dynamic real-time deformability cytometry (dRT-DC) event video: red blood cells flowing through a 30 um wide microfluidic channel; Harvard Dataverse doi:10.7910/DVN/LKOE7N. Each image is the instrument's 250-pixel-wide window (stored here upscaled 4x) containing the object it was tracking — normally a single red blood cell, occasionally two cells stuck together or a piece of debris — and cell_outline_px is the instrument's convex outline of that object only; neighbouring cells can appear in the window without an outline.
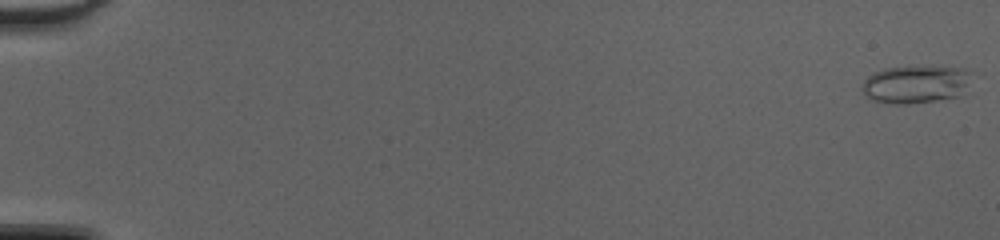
{"species": "common noctule bat (a hibernating species)", "species_latin": "Nyctalus noctula", "temperature_condition": "cold", "stored_images_in_passage": 50, "camera_frame_rate_fps": 3000, "um_per_image_px": 0.085, "animal": {"sex": "female", "body_mass_g": 20.0, "forearm_length_mm": 54.0}, "frame": {"image": 1, "passage_image": 1, "time_ms": 0.0, "image_size_px": [1000, 240], "cell_outline_px": [[968, 72], [964, 96], [908, 104], [892, 104], [872, 100], [864, 92], [864, 80], [872, 72], [884, 68], [964, 68]], "centroid_in_image_um": [77.8, 7.2], "position_along_channel_um": 7.2, "area_um2": 23.41}}
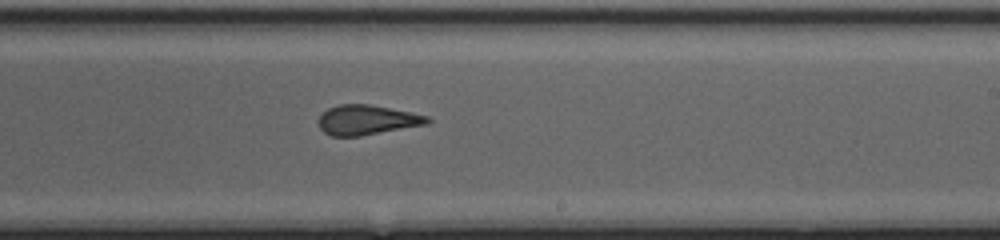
{"frame": {"image": 2, "passage_image": 32, "time_ms": 10.333, "image_size_px": [1000, 240], "cell_outline_px": [[432, 120], [428, 124], [360, 136], [332, 136], [324, 132], [320, 128], [320, 116], [328, 108], [340, 104], [368, 104], [412, 112], [428, 116]], "centroid_in_image_um": [31.23, 10.19], "position_along_channel_um": 257.8, "area_um2": 18.79}}
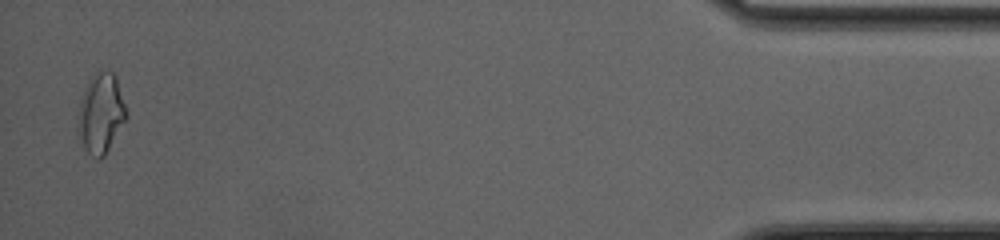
{"frame": {"image": 3, "passage_image": 49, "time_ms": 16.0, "image_size_px": [1000, 240], "cell_outline_px": [[128, 116], [104, 156], [100, 160], [96, 160], [88, 152], [76, 128], [80, 100], [84, 88], [96, 72], [112, 72], [116, 76], [128, 112]], "centroid_in_image_um": [8.58, 9.65], "position_along_channel_um": 426.6, "area_um2": 22.37}, "authors_computed_cell_mechanics": {"area_um2": 20.0277, "velocity_mm_per_s": 4.3294, "shape_relaxation_time_tau1_ms": null, "shape_relaxation_time_tau2_ms": 1.193, "deformation_change_tau1": null, "deformation_change_tau2": 0.0759}}